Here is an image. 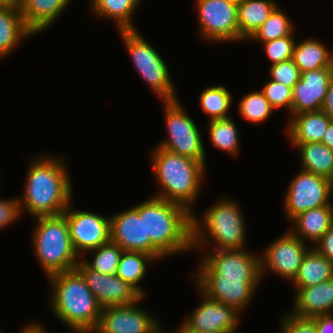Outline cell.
Masks as SVG:
<instances>
[{
    "mask_svg": "<svg viewBox=\"0 0 333 333\" xmlns=\"http://www.w3.org/2000/svg\"><path fill=\"white\" fill-rule=\"evenodd\" d=\"M35 36L26 26L19 6L0 7V58L7 57L23 39Z\"/></svg>",
    "mask_w": 333,
    "mask_h": 333,
    "instance_id": "obj_23",
    "label": "cell"
},
{
    "mask_svg": "<svg viewBox=\"0 0 333 333\" xmlns=\"http://www.w3.org/2000/svg\"><path fill=\"white\" fill-rule=\"evenodd\" d=\"M324 113L333 121V75L327 88V94L322 106Z\"/></svg>",
    "mask_w": 333,
    "mask_h": 333,
    "instance_id": "obj_42",
    "label": "cell"
},
{
    "mask_svg": "<svg viewBox=\"0 0 333 333\" xmlns=\"http://www.w3.org/2000/svg\"><path fill=\"white\" fill-rule=\"evenodd\" d=\"M261 91L275 110L285 108L288 113L291 112L293 88L270 80L262 86Z\"/></svg>",
    "mask_w": 333,
    "mask_h": 333,
    "instance_id": "obj_36",
    "label": "cell"
},
{
    "mask_svg": "<svg viewBox=\"0 0 333 333\" xmlns=\"http://www.w3.org/2000/svg\"><path fill=\"white\" fill-rule=\"evenodd\" d=\"M110 241L125 251L144 252L159 261L165 257L150 238H146L145 201L110 216Z\"/></svg>",
    "mask_w": 333,
    "mask_h": 333,
    "instance_id": "obj_12",
    "label": "cell"
},
{
    "mask_svg": "<svg viewBox=\"0 0 333 333\" xmlns=\"http://www.w3.org/2000/svg\"><path fill=\"white\" fill-rule=\"evenodd\" d=\"M34 219V253L46 277L74 270L81 258L73 248L66 217L61 214Z\"/></svg>",
    "mask_w": 333,
    "mask_h": 333,
    "instance_id": "obj_7",
    "label": "cell"
},
{
    "mask_svg": "<svg viewBox=\"0 0 333 333\" xmlns=\"http://www.w3.org/2000/svg\"><path fill=\"white\" fill-rule=\"evenodd\" d=\"M314 248L333 263V226L320 238Z\"/></svg>",
    "mask_w": 333,
    "mask_h": 333,
    "instance_id": "obj_40",
    "label": "cell"
},
{
    "mask_svg": "<svg viewBox=\"0 0 333 333\" xmlns=\"http://www.w3.org/2000/svg\"><path fill=\"white\" fill-rule=\"evenodd\" d=\"M102 308L94 333H163V327L139 303Z\"/></svg>",
    "mask_w": 333,
    "mask_h": 333,
    "instance_id": "obj_15",
    "label": "cell"
},
{
    "mask_svg": "<svg viewBox=\"0 0 333 333\" xmlns=\"http://www.w3.org/2000/svg\"><path fill=\"white\" fill-rule=\"evenodd\" d=\"M73 333H94L93 331L90 330H72Z\"/></svg>",
    "mask_w": 333,
    "mask_h": 333,
    "instance_id": "obj_47",
    "label": "cell"
},
{
    "mask_svg": "<svg viewBox=\"0 0 333 333\" xmlns=\"http://www.w3.org/2000/svg\"><path fill=\"white\" fill-rule=\"evenodd\" d=\"M21 0H0V7L19 6Z\"/></svg>",
    "mask_w": 333,
    "mask_h": 333,
    "instance_id": "obj_45",
    "label": "cell"
},
{
    "mask_svg": "<svg viewBox=\"0 0 333 333\" xmlns=\"http://www.w3.org/2000/svg\"><path fill=\"white\" fill-rule=\"evenodd\" d=\"M146 238L166 257L192 251V213L152 196L145 200Z\"/></svg>",
    "mask_w": 333,
    "mask_h": 333,
    "instance_id": "obj_5",
    "label": "cell"
},
{
    "mask_svg": "<svg viewBox=\"0 0 333 333\" xmlns=\"http://www.w3.org/2000/svg\"><path fill=\"white\" fill-rule=\"evenodd\" d=\"M289 231L304 243L314 245L333 226V203L302 212L291 220Z\"/></svg>",
    "mask_w": 333,
    "mask_h": 333,
    "instance_id": "obj_20",
    "label": "cell"
},
{
    "mask_svg": "<svg viewBox=\"0 0 333 333\" xmlns=\"http://www.w3.org/2000/svg\"><path fill=\"white\" fill-rule=\"evenodd\" d=\"M233 121L232 117L211 120L207 129L214 147L231 156H237L240 150L239 134Z\"/></svg>",
    "mask_w": 333,
    "mask_h": 333,
    "instance_id": "obj_30",
    "label": "cell"
},
{
    "mask_svg": "<svg viewBox=\"0 0 333 333\" xmlns=\"http://www.w3.org/2000/svg\"><path fill=\"white\" fill-rule=\"evenodd\" d=\"M199 36L209 42H239L238 3L230 0H196Z\"/></svg>",
    "mask_w": 333,
    "mask_h": 333,
    "instance_id": "obj_11",
    "label": "cell"
},
{
    "mask_svg": "<svg viewBox=\"0 0 333 333\" xmlns=\"http://www.w3.org/2000/svg\"><path fill=\"white\" fill-rule=\"evenodd\" d=\"M289 119L285 132L290 143L321 142L332 121L323 110L303 112Z\"/></svg>",
    "mask_w": 333,
    "mask_h": 333,
    "instance_id": "obj_22",
    "label": "cell"
},
{
    "mask_svg": "<svg viewBox=\"0 0 333 333\" xmlns=\"http://www.w3.org/2000/svg\"><path fill=\"white\" fill-rule=\"evenodd\" d=\"M294 32L282 38L260 43L266 52L271 65L280 63L293 58L296 41L294 40Z\"/></svg>",
    "mask_w": 333,
    "mask_h": 333,
    "instance_id": "obj_35",
    "label": "cell"
},
{
    "mask_svg": "<svg viewBox=\"0 0 333 333\" xmlns=\"http://www.w3.org/2000/svg\"><path fill=\"white\" fill-rule=\"evenodd\" d=\"M133 67L150 90L161 101L178 99L168 65L159 52L137 30L118 31Z\"/></svg>",
    "mask_w": 333,
    "mask_h": 333,
    "instance_id": "obj_8",
    "label": "cell"
},
{
    "mask_svg": "<svg viewBox=\"0 0 333 333\" xmlns=\"http://www.w3.org/2000/svg\"><path fill=\"white\" fill-rule=\"evenodd\" d=\"M156 259L147 253L123 250L116 275L133 287L142 297L146 294L140 282L146 275L147 267Z\"/></svg>",
    "mask_w": 333,
    "mask_h": 333,
    "instance_id": "obj_29",
    "label": "cell"
},
{
    "mask_svg": "<svg viewBox=\"0 0 333 333\" xmlns=\"http://www.w3.org/2000/svg\"><path fill=\"white\" fill-rule=\"evenodd\" d=\"M309 245L289 230L270 242L260 255L262 280L268 270L290 282L295 278Z\"/></svg>",
    "mask_w": 333,
    "mask_h": 333,
    "instance_id": "obj_13",
    "label": "cell"
},
{
    "mask_svg": "<svg viewBox=\"0 0 333 333\" xmlns=\"http://www.w3.org/2000/svg\"><path fill=\"white\" fill-rule=\"evenodd\" d=\"M332 181L326 177L300 169L284 194V212L288 222L302 212L331 203Z\"/></svg>",
    "mask_w": 333,
    "mask_h": 333,
    "instance_id": "obj_10",
    "label": "cell"
},
{
    "mask_svg": "<svg viewBox=\"0 0 333 333\" xmlns=\"http://www.w3.org/2000/svg\"><path fill=\"white\" fill-rule=\"evenodd\" d=\"M19 197L0 198V230L10 226L16 219L21 216L19 207Z\"/></svg>",
    "mask_w": 333,
    "mask_h": 333,
    "instance_id": "obj_39",
    "label": "cell"
},
{
    "mask_svg": "<svg viewBox=\"0 0 333 333\" xmlns=\"http://www.w3.org/2000/svg\"><path fill=\"white\" fill-rule=\"evenodd\" d=\"M280 329L281 333H317L313 318L299 317L289 312L283 315Z\"/></svg>",
    "mask_w": 333,
    "mask_h": 333,
    "instance_id": "obj_38",
    "label": "cell"
},
{
    "mask_svg": "<svg viewBox=\"0 0 333 333\" xmlns=\"http://www.w3.org/2000/svg\"><path fill=\"white\" fill-rule=\"evenodd\" d=\"M202 302L181 323L188 329L203 333H236L240 313L230 305L208 298L199 289Z\"/></svg>",
    "mask_w": 333,
    "mask_h": 333,
    "instance_id": "obj_16",
    "label": "cell"
},
{
    "mask_svg": "<svg viewBox=\"0 0 333 333\" xmlns=\"http://www.w3.org/2000/svg\"><path fill=\"white\" fill-rule=\"evenodd\" d=\"M72 205L71 202L62 214L67 220L73 248L81 258L86 252L110 241V216L74 210Z\"/></svg>",
    "mask_w": 333,
    "mask_h": 333,
    "instance_id": "obj_14",
    "label": "cell"
},
{
    "mask_svg": "<svg viewBox=\"0 0 333 333\" xmlns=\"http://www.w3.org/2000/svg\"><path fill=\"white\" fill-rule=\"evenodd\" d=\"M199 96L200 106L204 114L209 116V121L231 117L228 111L233 96L225 86L210 85Z\"/></svg>",
    "mask_w": 333,
    "mask_h": 333,
    "instance_id": "obj_31",
    "label": "cell"
},
{
    "mask_svg": "<svg viewBox=\"0 0 333 333\" xmlns=\"http://www.w3.org/2000/svg\"><path fill=\"white\" fill-rule=\"evenodd\" d=\"M94 252V257L90 261L86 256H82L81 260L90 268L102 274H116L119 260L123 249L116 243L109 241L102 246L88 251ZM85 259H84V258Z\"/></svg>",
    "mask_w": 333,
    "mask_h": 333,
    "instance_id": "obj_33",
    "label": "cell"
},
{
    "mask_svg": "<svg viewBox=\"0 0 333 333\" xmlns=\"http://www.w3.org/2000/svg\"><path fill=\"white\" fill-rule=\"evenodd\" d=\"M270 80L294 88L300 80L301 72L292 59L270 65Z\"/></svg>",
    "mask_w": 333,
    "mask_h": 333,
    "instance_id": "obj_37",
    "label": "cell"
},
{
    "mask_svg": "<svg viewBox=\"0 0 333 333\" xmlns=\"http://www.w3.org/2000/svg\"><path fill=\"white\" fill-rule=\"evenodd\" d=\"M321 143L333 150V121L330 122Z\"/></svg>",
    "mask_w": 333,
    "mask_h": 333,
    "instance_id": "obj_44",
    "label": "cell"
},
{
    "mask_svg": "<svg viewBox=\"0 0 333 333\" xmlns=\"http://www.w3.org/2000/svg\"><path fill=\"white\" fill-rule=\"evenodd\" d=\"M250 251L246 247L204 250L207 253L201 258L195 276L192 275L199 290L241 314L251 304L262 280L260 254Z\"/></svg>",
    "mask_w": 333,
    "mask_h": 333,
    "instance_id": "obj_1",
    "label": "cell"
},
{
    "mask_svg": "<svg viewBox=\"0 0 333 333\" xmlns=\"http://www.w3.org/2000/svg\"><path fill=\"white\" fill-rule=\"evenodd\" d=\"M84 278L101 308L136 303L142 296L116 274L90 269L81 259L75 268Z\"/></svg>",
    "mask_w": 333,
    "mask_h": 333,
    "instance_id": "obj_17",
    "label": "cell"
},
{
    "mask_svg": "<svg viewBox=\"0 0 333 333\" xmlns=\"http://www.w3.org/2000/svg\"><path fill=\"white\" fill-rule=\"evenodd\" d=\"M296 28L293 22L282 12L279 5L273 10L268 19L249 38L251 41L264 43L266 41L291 35Z\"/></svg>",
    "mask_w": 333,
    "mask_h": 333,
    "instance_id": "obj_32",
    "label": "cell"
},
{
    "mask_svg": "<svg viewBox=\"0 0 333 333\" xmlns=\"http://www.w3.org/2000/svg\"><path fill=\"white\" fill-rule=\"evenodd\" d=\"M70 0H21L19 9L27 28L40 34L61 16Z\"/></svg>",
    "mask_w": 333,
    "mask_h": 333,
    "instance_id": "obj_21",
    "label": "cell"
},
{
    "mask_svg": "<svg viewBox=\"0 0 333 333\" xmlns=\"http://www.w3.org/2000/svg\"><path fill=\"white\" fill-rule=\"evenodd\" d=\"M40 154L31 157L25 188L19 198L20 213L33 218L61 215L72 202L73 185L66 159Z\"/></svg>",
    "mask_w": 333,
    "mask_h": 333,
    "instance_id": "obj_2",
    "label": "cell"
},
{
    "mask_svg": "<svg viewBox=\"0 0 333 333\" xmlns=\"http://www.w3.org/2000/svg\"><path fill=\"white\" fill-rule=\"evenodd\" d=\"M333 278V263L322 256L313 246L305 254L295 278V289L314 286Z\"/></svg>",
    "mask_w": 333,
    "mask_h": 333,
    "instance_id": "obj_25",
    "label": "cell"
},
{
    "mask_svg": "<svg viewBox=\"0 0 333 333\" xmlns=\"http://www.w3.org/2000/svg\"><path fill=\"white\" fill-rule=\"evenodd\" d=\"M316 323L317 333H333V314L312 317Z\"/></svg>",
    "mask_w": 333,
    "mask_h": 333,
    "instance_id": "obj_41",
    "label": "cell"
},
{
    "mask_svg": "<svg viewBox=\"0 0 333 333\" xmlns=\"http://www.w3.org/2000/svg\"><path fill=\"white\" fill-rule=\"evenodd\" d=\"M177 328L178 329L175 332H173V333H203V332H197V331L190 330V329L186 328L182 323Z\"/></svg>",
    "mask_w": 333,
    "mask_h": 333,
    "instance_id": "obj_46",
    "label": "cell"
},
{
    "mask_svg": "<svg viewBox=\"0 0 333 333\" xmlns=\"http://www.w3.org/2000/svg\"><path fill=\"white\" fill-rule=\"evenodd\" d=\"M167 137L157 147L206 164L205 146L195 120L186 113L179 99L163 101Z\"/></svg>",
    "mask_w": 333,
    "mask_h": 333,
    "instance_id": "obj_9",
    "label": "cell"
},
{
    "mask_svg": "<svg viewBox=\"0 0 333 333\" xmlns=\"http://www.w3.org/2000/svg\"><path fill=\"white\" fill-rule=\"evenodd\" d=\"M222 198L204 210L202 219L192 214V249H204L205 245L207 248L211 241L215 243L213 250L244 249L246 224L243 210L234 199Z\"/></svg>",
    "mask_w": 333,
    "mask_h": 333,
    "instance_id": "obj_6",
    "label": "cell"
},
{
    "mask_svg": "<svg viewBox=\"0 0 333 333\" xmlns=\"http://www.w3.org/2000/svg\"><path fill=\"white\" fill-rule=\"evenodd\" d=\"M151 154V170L160 187L154 197L182 205L193 214L207 165L160 147L154 148Z\"/></svg>",
    "mask_w": 333,
    "mask_h": 333,
    "instance_id": "obj_3",
    "label": "cell"
},
{
    "mask_svg": "<svg viewBox=\"0 0 333 333\" xmlns=\"http://www.w3.org/2000/svg\"><path fill=\"white\" fill-rule=\"evenodd\" d=\"M332 75L333 66L302 72L293 88L289 115L321 110Z\"/></svg>",
    "mask_w": 333,
    "mask_h": 333,
    "instance_id": "obj_18",
    "label": "cell"
},
{
    "mask_svg": "<svg viewBox=\"0 0 333 333\" xmlns=\"http://www.w3.org/2000/svg\"><path fill=\"white\" fill-rule=\"evenodd\" d=\"M300 155V169L333 180V150L321 142L291 143Z\"/></svg>",
    "mask_w": 333,
    "mask_h": 333,
    "instance_id": "obj_26",
    "label": "cell"
},
{
    "mask_svg": "<svg viewBox=\"0 0 333 333\" xmlns=\"http://www.w3.org/2000/svg\"><path fill=\"white\" fill-rule=\"evenodd\" d=\"M292 60L301 73L331 67L333 50L330 51L324 43L315 38H307L295 44Z\"/></svg>",
    "mask_w": 333,
    "mask_h": 333,
    "instance_id": "obj_28",
    "label": "cell"
},
{
    "mask_svg": "<svg viewBox=\"0 0 333 333\" xmlns=\"http://www.w3.org/2000/svg\"><path fill=\"white\" fill-rule=\"evenodd\" d=\"M277 6L275 0H240L237 8L240 42L249 40Z\"/></svg>",
    "mask_w": 333,
    "mask_h": 333,
    "instance_id": "obj_24",
    "label": "cell"
},
{
    "mask_svg": "<svg viewBox=\"0 0 333 333\" xmlns=\"http://www.w3.org/2000/svg\"><path fill=\"white\" fill-rule=\"evenodd\" d=\"M143 0H90V9L96 17L109 18L117 24V30H137L132 22L133 15L137 12Z\"/></svg>",
    "mask_w": 333,
    "mask_h": 333,
    "instance_id": "obj_27",
    "label": "cell"
},
{
    "mask_svg": "<svg viewBox=\"0 0 333 333\" xmlns=\"http://www.w3.org/2000/svg\"><path fill=\"white\" fill-rule=\"evenodd\" d=\"M290 313L299 317L333 314V278L295 290Z\"/></svg>",
    "mask_w": 333,
    "mask_h": 333,
    "instance_id": "obj_19",
    "label": "cell"
},
{
    "mask_svg": "<svg viewBox=\"0 0 333 333\" xmlns=\"http://www.w3.org/2000/svg\"><path fill=\"white\" fill-rule=\"evenodd\" d=\"M275 110L260 90L245 95L239 102L238 111L249 123L259 124L271 116Z\"/></svg>",
    "mask_w": 333,
    "mask_h": 333,
    "instance_id": "obj_34",
    "label": "cell"
},
{
    "mask_svg": "<svg viewBox=\"0 0 333 333\" xmlns=\"http://www.w3.org/2000/svg\"><path fill=\"white\" fill-rule=\"evenodd\" d=\"M23 330L21 329L19 331V333H48L44 328L43 325L37 322H32L29 323L28 325H25L24 327H22ZM46 331V332H45Z\"/></svg>",
    "mask_w": 333,
    "mask_h": 333,
    "instance_id": "obj_43",
    "label": "cell"
},
{
    "mask_svg": "<svg viewBox=\"0 0 333 333\" xmlns=\"http://www.w3.org/2000/svg\"><path fill=\"white\" fill-rule=\"evenodd\" d=\"M51 287L49 305L55 317L72 330L93 331L101 315V306L76 270L47 277Z\"/></svg>",
    "mask_w": 333,
    "mask_h": 333,
    "instance_id": "obj_4",
    "label": "cell"
}]
</instances>
